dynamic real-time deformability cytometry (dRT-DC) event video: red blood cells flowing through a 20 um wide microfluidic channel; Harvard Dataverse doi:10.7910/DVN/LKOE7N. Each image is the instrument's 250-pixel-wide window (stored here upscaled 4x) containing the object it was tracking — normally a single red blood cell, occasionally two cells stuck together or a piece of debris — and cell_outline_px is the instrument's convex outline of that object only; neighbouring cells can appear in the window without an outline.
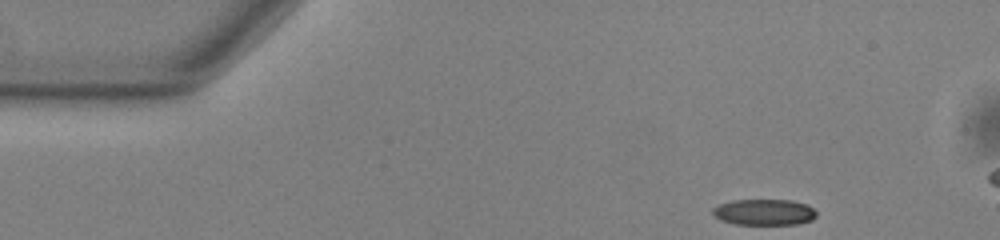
{"species": "common noctule bat (a hibernating species)", "species_latin": "Nyctalus noctula", "temperature_condition": "warm", "stored_images_in_passage": 46, "camera_frame_rate_fps": 3000, "um_per_image_px": 0.085, "animal": {"sex": "male", "body_mass_g": 13.0, "forearm_length_mm": 53.1}, "frame": {"image": 1, "passage_image": 1, "time_ms": 0.0, "image_size_px": [1000, 240], "cell_outline_px": [[816, 216], [812, 220], [800, 224], [736, 224], [720, 220], [712, 216], [712, 208], [720, 204], [732, 200], [792, 200], [804, 204], [812, 208], [816, 212]], "centroid_in_image_um": [64.92, 18.04], "position_along_channel_um": 20.1, "area_um2": 15.78}}
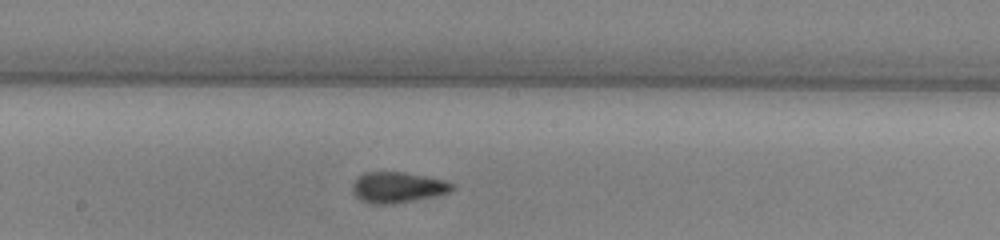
{"frame": {"image": 2, "passage_image": 23, "time_ms": 7.333, "image_size_px": [1000, 240], "cell_outline_px": [[456, 188], [448, 192], [412, 200], [392, 204], [372, 204], [360, 200], [352, 192], [352, 184], [356, 176], [364, 172], [404, 172], [444, 180], [452, 184]], "centroid_in_image_um": [33.72, 15.91], "position_along_channel_um": 214.5, "area_um2": 17.74}}
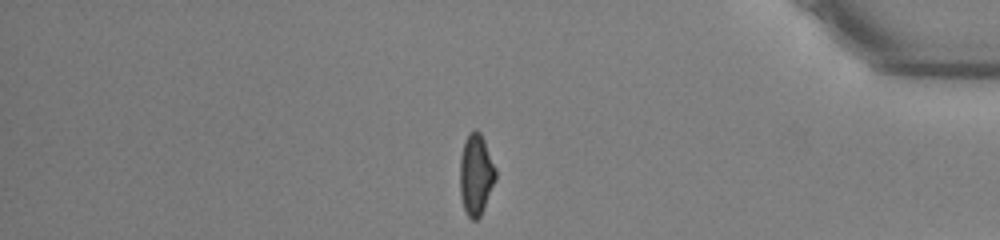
{"frame": {"image": 3, "passage_image": 40, "time_ms": 13.0, "image_size_px": [1000, 240], "cell_outline_px": [[496, 180], [484, 208], [480, 216], [476, 220], [472, 220], [468, 216], [464, 208], [460, 196], [460, 160], [464, 140], [468, 132], [476, 128], [480, 132], [484, 140], [496, 168]], "centroid_in_image_um": [40.45, 14.82], "position_along_channel_um": 394.7, "area_um2": 17.05}, "authors_computed_cell_mechanics": {"area_um2": 17.051, "velocity_mm_per_s": 3.7802, "shape_relaxation_time_tau1_ms": 4.456, "shape_relaxation_time_tau2_ms": 1.3595, "deformation_change_tau1": 0.1329, "deformation_change_tau2": 0.0813}}